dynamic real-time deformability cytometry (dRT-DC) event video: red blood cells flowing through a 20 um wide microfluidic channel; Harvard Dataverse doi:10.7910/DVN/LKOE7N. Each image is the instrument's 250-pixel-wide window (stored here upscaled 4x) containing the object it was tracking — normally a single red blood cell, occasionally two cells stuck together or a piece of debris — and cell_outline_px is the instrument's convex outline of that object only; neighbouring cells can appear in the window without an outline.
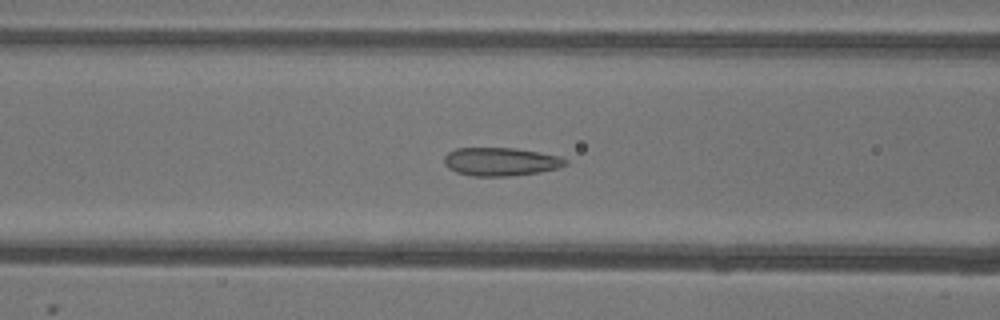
{"species": "common noctule bat (a hibernating species)", "species_latin": "Nyctalus noctula", "temperature_condition": "warm", "stored_images_in_passage": 53, "camera_frame_rate_fps": 3000, "um_per_image_px": 0.085, "animal": {"sex": "female"}, "frame": {"image": 1, "passage_image": 21, "time_ms": 6.667, "image_size_px": [1000, 320], "cell_outline_px": [[568, 164], [556, 168], [540, 172], [508, 176], [472, 176], [456, 172], [448, 168], [444, 164], [444, 156], [448, 152], [456, 148], [516, 148], [540, 152], [560, 156], [568, 160]], "centroid_in_image_um": [42.55, 13.74], "position_along_channel_um": 124.0, "area_um2": 20.11}}
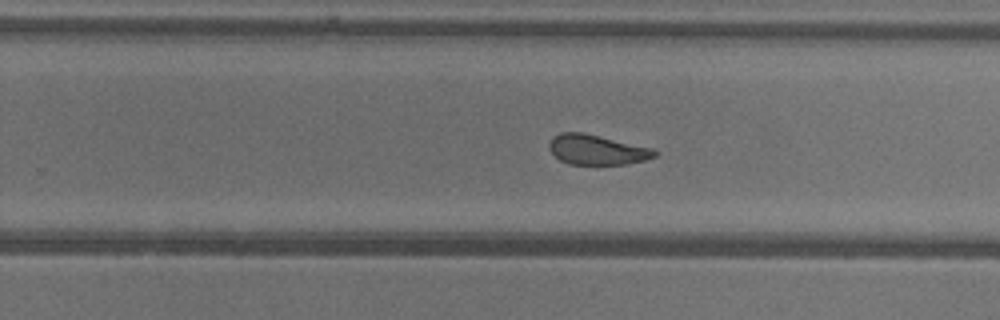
{"frame": {"image": 2, "passage_image": 33, "time_ms": 10.667, "image_size_px": [1000, 320], "cell_outline_px": [[656, 156], [644, 160], [624, 164], [568, 164], [560, 160], [548, 148], [548, 144], [552, 136], [560, 132], [584, 132], [652, 148], [656, 152]], "centroid_in_image_um": [50.68, 12.71], "position_along_channel_um": 279.1, "area_um2": 18.38}}
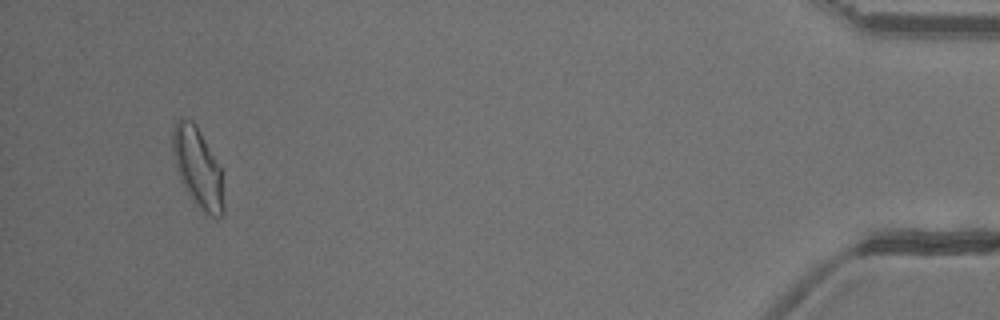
{"frame": {"image": 3, "passage_image": 50, "time_ms": 16.333, "image_size_px": [1000, 320], "cell_outline_px": [[224, 216], [216, 220], [204, 216], [192, 200], [184, 188], [180, 180], [176, 168], [172, 152], [172, 132], [176, 120], [180, 116], [192, 120], [196, 124], [220, 168], [224, 204]], "centroid_in_image_um": [16.8, 14.33], "position_along_channel_um": 418.4, "area_um2": 24.22}}